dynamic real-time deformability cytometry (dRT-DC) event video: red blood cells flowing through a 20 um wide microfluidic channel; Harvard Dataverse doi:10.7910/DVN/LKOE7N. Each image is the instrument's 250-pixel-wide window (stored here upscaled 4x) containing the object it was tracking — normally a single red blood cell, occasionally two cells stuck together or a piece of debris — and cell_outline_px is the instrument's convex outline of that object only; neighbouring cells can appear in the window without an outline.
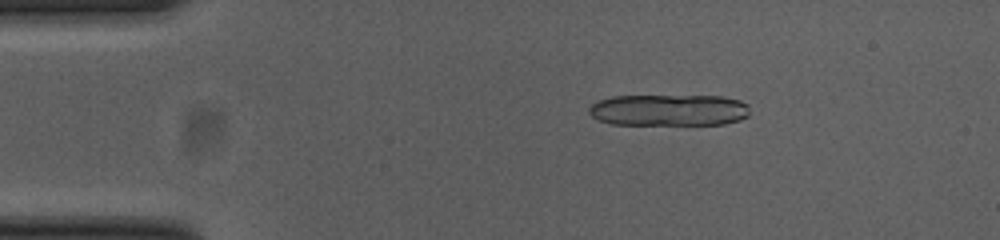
{"species": "common noctule bat (a hibernating species)", "species_latin": "Nyctalus noctula", "temperature_condition": "cold", "stored_images_in_passage": 10, "camera_frame_rate_fps": 3000, "um_per_image_px": 0.085, "animal": {"sex": "female", "body_mass_g": 23.0, "forearm_length_mm": 53.4}, "frame": {"image": 1, "passage_image": 1, "time_ms": 0.0, "image_size_px": [1000, 240], "cell_outline_px": [[748, 116], [740, 120], [724, 124], [612, 124], [596, 120], [588, 112], [588, 108], [596, 100], [612, 96], [724, 96], [740, 100], [748, 104]], "centroid_in_image_um": [56.83, 9.35], "position_along_channel_um": 28.2, "area_um2": 29.82}}